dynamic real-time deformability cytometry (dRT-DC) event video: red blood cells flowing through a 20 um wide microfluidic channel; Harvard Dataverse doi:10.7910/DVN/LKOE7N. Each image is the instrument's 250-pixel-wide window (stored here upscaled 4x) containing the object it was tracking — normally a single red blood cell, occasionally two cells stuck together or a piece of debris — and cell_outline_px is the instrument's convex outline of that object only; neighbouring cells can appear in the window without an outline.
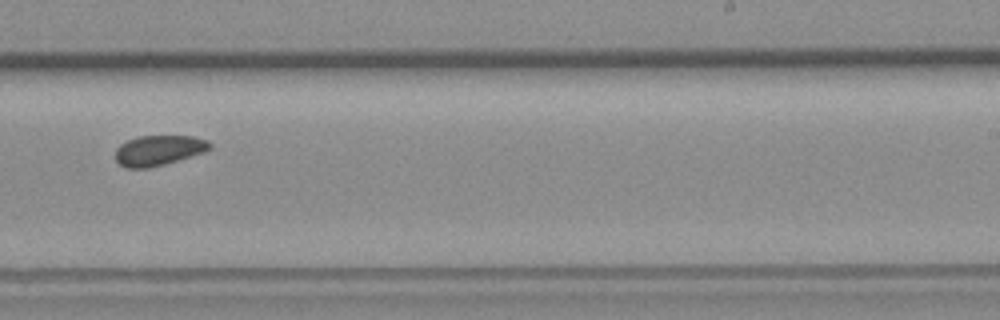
{"species": "common noctule bat (a hibernating species)", "species_latin": "Nyctalus noctula", "temperature_condition": "room temperature", "stored_images_in_passage": 14, "camera_frame_rate_fps": 3000, "um_per_image_px": 0.085, "animal": {"sex": "female", "body_mass_g": 19.3, "forearm_length_mm": 54.1}, "frame": {"image": 1, "passage_image": 8, "time_ms": 9.0, "image_size_px": [1000, 320], "cell_outline_px": [[212, 148], [204, 152], [164, 164], [148, 168], [124, 168], [116, 160], [116, 148], [120, 144], [128, 140], [140, 136], [192, 136], [208, 140], [212, 144]], "centroid_in_image_um": [13.49, 12.78], "position_along_channel_um": 275.5, "area_um2": 16.59}}
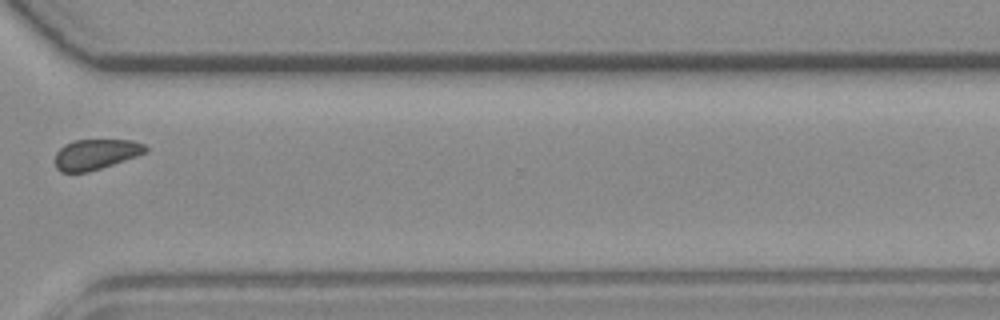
{"frame": {"image": 2, "passage_image": 10, "time_ms": 11.333, "image_size_px": [1000, 320], "cell_outline_px": [[148, 152], [88, 172], [60, 172], [56, 168], [56, 152], [64, 144], [72, 140], [132, 140], [144, 144], [148, 148]], "centroid_in_image_um": [8.13, 13.1], "position_along_channel_um": 362.5, "area_um2": 15.95}}